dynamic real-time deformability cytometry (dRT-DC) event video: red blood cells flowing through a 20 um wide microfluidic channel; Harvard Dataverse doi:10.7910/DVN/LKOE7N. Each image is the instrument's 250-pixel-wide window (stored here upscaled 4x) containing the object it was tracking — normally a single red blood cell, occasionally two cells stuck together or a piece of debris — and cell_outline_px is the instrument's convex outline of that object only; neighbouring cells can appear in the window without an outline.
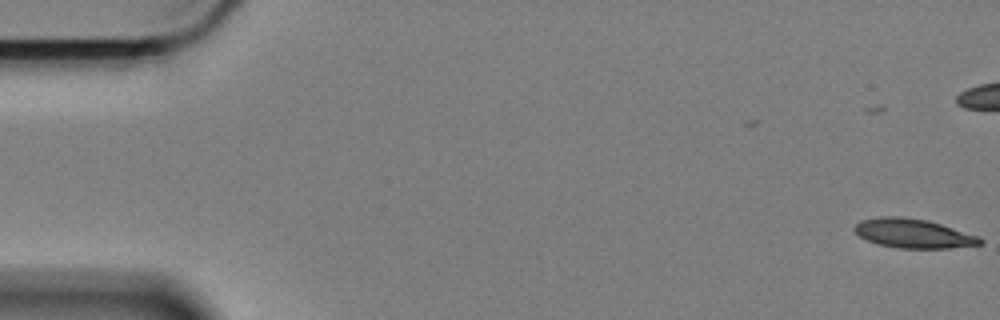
{"species": "Egyptian fruit bat (a non-hibernating species)", "species_latin": "Rousettus aegyptiacus", "temperature_condition": "cold", "stored_images_in_passage": 16, "camera_frame_rate_fps": 3000, "um_per_image_px": 0.085, "animal": {"sex": "female"}, "frame": {"image": 1, "passage_image": 1, "time_ms": 0.0, "image_size_px": [1000, 320], "cell_outline_px": [[984, 244], [952, 248], [900, 248], [876, 244], [860, 236], [852, 228], [860, 220], [880, 216], [900, 216], [928, 220], [980, 236], [984, 240]], "centroid_in_image_um": [77.66, 19.84], "position_along_channel_um": 7.3, "area_um2": 21.56}}